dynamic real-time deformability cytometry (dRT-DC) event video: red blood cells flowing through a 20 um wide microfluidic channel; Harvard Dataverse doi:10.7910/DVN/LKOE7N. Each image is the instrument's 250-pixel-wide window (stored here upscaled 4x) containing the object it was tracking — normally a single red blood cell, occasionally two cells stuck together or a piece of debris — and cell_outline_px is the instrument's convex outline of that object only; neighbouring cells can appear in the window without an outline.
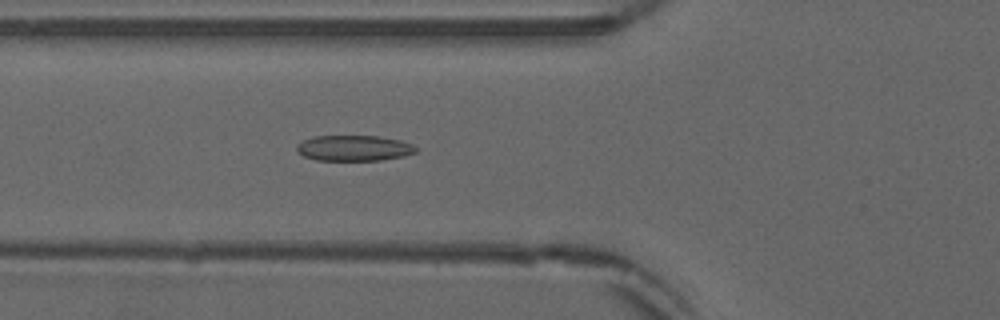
{"species": "common noctule bat (a hibernating species)", "species_latin": "Nyctalus noctula", "temperature_condition": "warm", "stored_images_in_passage": 52, "camera_frame_rate_fps": 3000, "um_per_image_px": 0.085, "animal": {"sex": "male", "forearm_length_mm": 52.5}, "frame": {"image": 1, "passage_image": 19, "time_ms": 6.0, "image_size_px": [1000, 320], "cell_outline_px": [[416, 152], [404, 156], [380, 160], [316, 160], [304, 156], [296, 148], [296, 144], [304, 140], [316, 136], [380, 136], [400, 140], [412, 144], [416, 148]], "centroid_in_image_um": [30.1, 12.58], "position_along_channel_um": 95.7, "area_um2": 17.69}}
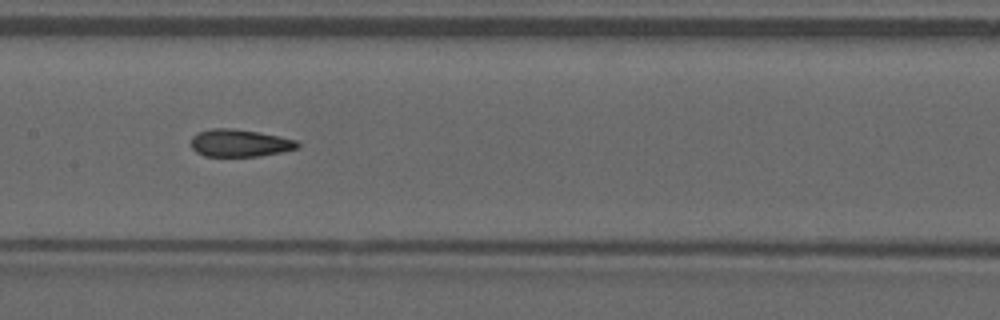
{"frame": {"image": 2, "passage_image": 26, "time_ms": 8.333, "image_size_px": [1000, 320], "cell_outline_px": [[300, 148], [260, 156], [204, 156], [196, 152], [192, 148], [192, 136], [196, 132], [212, 128], [232, 128], [280, 136], [296, 140], [300, 144]], "centroid_in_image_um": [20.37, 12.16], "position_along_channel_um": 187.0, "area_um2": 17.05}}
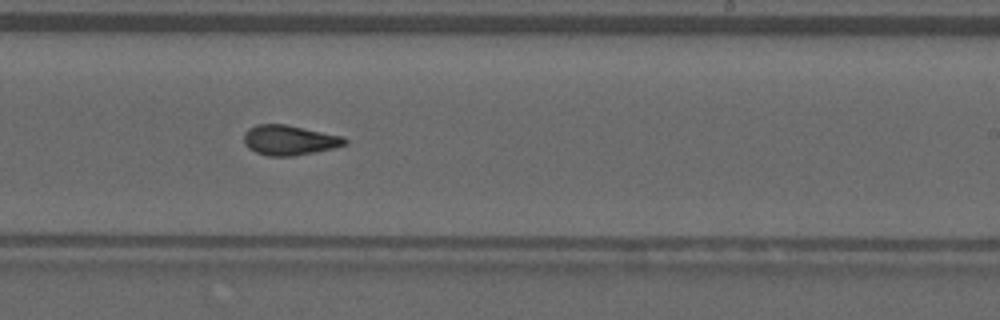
{"frame": {"image": 3, "passage_image": 32, "time_ms": 10.333, "image_size_px": [1000, 320], "cell_outline_px": [[348, 140], [344, 144], [332, 148], [292, 156], [268, 156], [256, 152], [248, 148], [244, 144], [244, 132], [248, 128], [256, 124], [284, 124], [344, 136]], "centroid_in_image_um": [24.55, 11.9], "position_along_channel_um": 264.5, "area_um2": 17.51}, "authors_computed_cell_mechanics": {"area_um2": 17.4845, "velocity_mm_per_s": 3.8952, "shape_relaxation_time_tau1_ms": 8.1929, "shape_relaxation_time_tau2_ms": 1.3229, "deformation_change_tau1": 0.2031, "deformation_change_tau2": 0.0828}}